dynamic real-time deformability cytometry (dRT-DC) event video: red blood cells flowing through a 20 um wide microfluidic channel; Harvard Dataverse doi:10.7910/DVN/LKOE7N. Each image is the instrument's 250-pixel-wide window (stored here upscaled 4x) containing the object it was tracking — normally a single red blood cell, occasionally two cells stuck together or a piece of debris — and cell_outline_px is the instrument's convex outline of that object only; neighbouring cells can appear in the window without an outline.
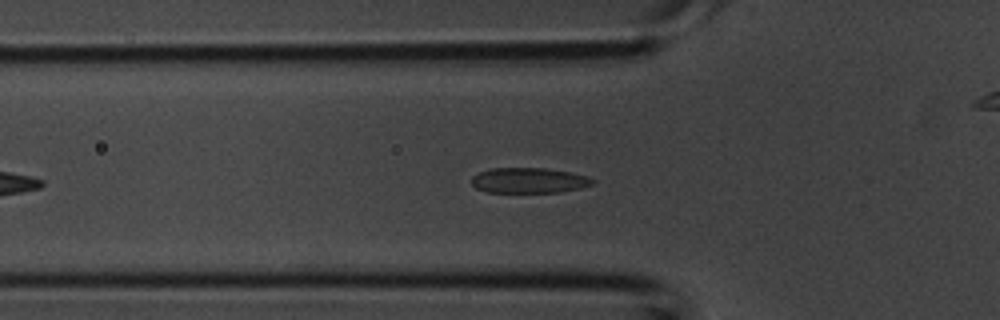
{"species": "common noctule bat (a hibernating species)", "species_latin": "Nyctalus noctula", "temperature_condition": "room temperature", "stored_images_in_passage": 30, "camera_frame_rate_fps": 3000, "um_per_image_px": 0.085, "animal": {"sex": "male", "body_mass_g": 20.1, "forearm_length_mm": 53.5}, "frame": {"image": 1, "passage_image": 7, "time_ms": 2.0, "image_size_px": [1000, 320], "cell_outline_px": [[596, 180], [592, 184], [580, 188], [560, 192], [488, 192], [476, 188], [472, 184], [472, 176], [480, 172], [492, 168], [544, 168], [568, 172], [588, 176]], "centroid_in_image_um": [44.96, 15.33], "position_along_channel_um": 80.8, "area_um2": 17.74}}
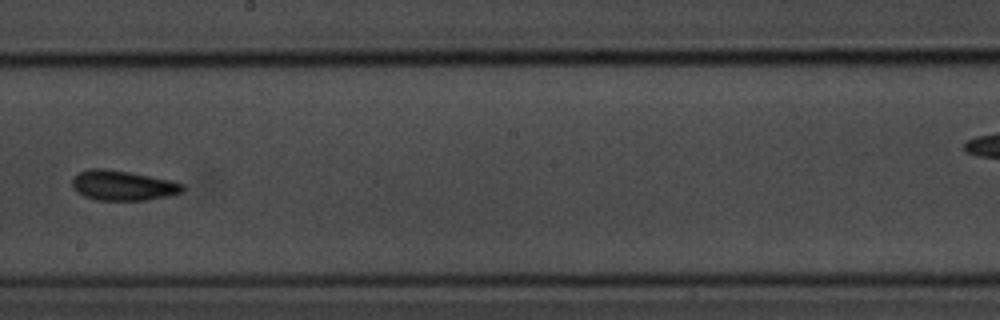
{"frame": {"image": 2, "passage_image": 16, "time_ms": 5.0, "image_size_px": [1000, 320], "cell_outline_px": [[184, 188], [180, 192], [168, 196], [144, 200], [96, 200], [84, 196], [76, 192], [72, 188], [72, 180], [80, 172], [88, 168], [104, 168], [128, 172], [172, 180], [184, 184]], "centroid_in_image_um": [10.41, 15.76], "position_along_channel_um": 237.8, "area_um2": 19.25}}
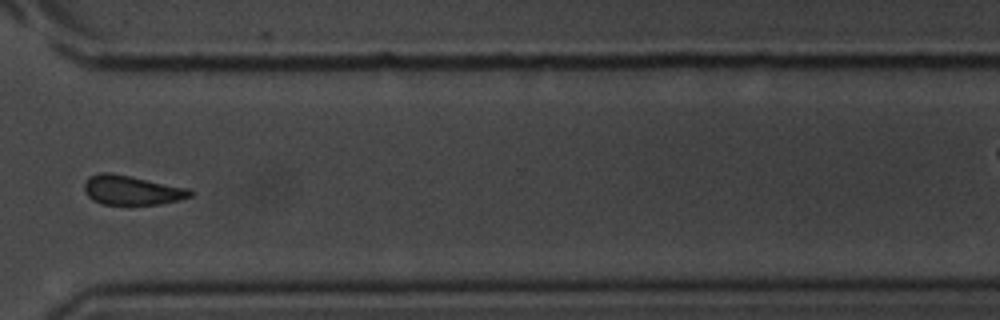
{"frame": {"image": 3, "passage_image": 23, "time_ms": 7.333, "image_size_px": [1000, 320], "cell_outline_px": [[192, 196], [180, 200], [160, 204], [104, 204], [92, 200], [88, 196], [84, 188], [84, 184], [92, 176], [100, 172], [108, 172], [188, 188], [192, 192]], "centroid_in_image_um": [11.21, 16.18], "position_along_channel_um": 359.4, "area_um2": 17.74}}